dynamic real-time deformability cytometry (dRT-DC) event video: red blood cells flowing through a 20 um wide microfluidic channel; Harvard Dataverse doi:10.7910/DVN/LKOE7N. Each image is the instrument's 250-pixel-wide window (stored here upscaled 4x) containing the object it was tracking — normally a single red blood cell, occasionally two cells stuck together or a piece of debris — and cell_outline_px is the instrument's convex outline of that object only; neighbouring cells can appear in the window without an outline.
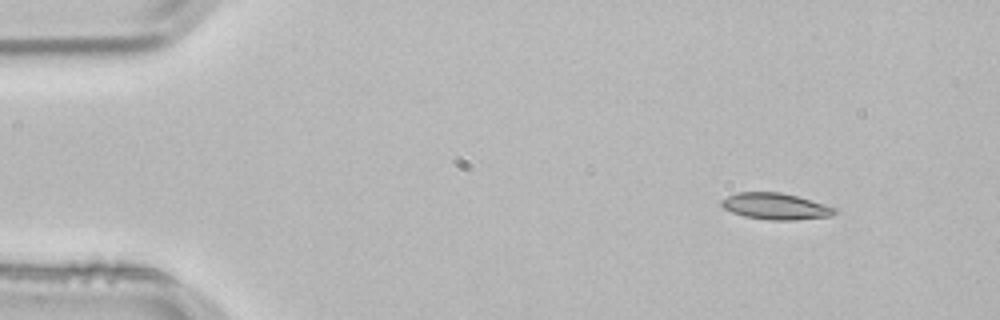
{"species": "common noctule bat (a hibernating species)", "species_latin": "Nyctalus noctula", "temperature_condition": "room temperature", "stored_images_in_passage": 3, "camera_frame_rate_fps": 3000, "um_per_image_px": 0.085, "animal": {"sex": "male", "body_mass_g": 21.5, "forearm_length_mm": 52.0}, "frame": {"image": 1, "passage_image": 1, "time_ms": 0.0, "image_size_px": [1000, 320], "cell_outline_px": [[840, 212], [832, 216], [792, 220], [768, 220], [744, 216], [732, 212], [724, 208], [720, 204], [720, 200], [736, 192], [780, 192], [796, 196], [840, 208]], "centroid_in_image_um": [65.97, 17.54], "position_along_channel_um": 19.0, "area_um2": 17.63}}
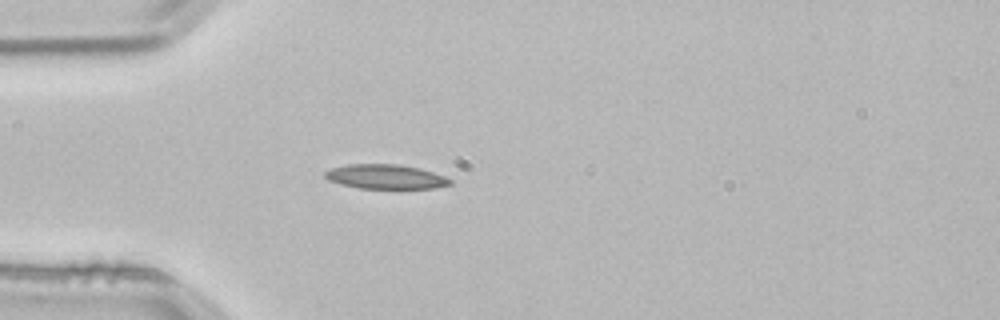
{"frame": {"image": 2, "passage_image": 3, "time_ms": 0.667, "image_size_px": [1000, 320], "cell_outline_px": [[452, 184], [436, 188], [360, 188], [340, 184], [328, 180], [324, 176], [324, 172], [332, 168], [348, 164], [396, 164], [416, 168], [432, 172], [444, 176], [452, 180]], "centroid_in_image_um": [32.75, 15.02], "position_along_channel_um": 52.2, "area_um2": 17.63}}